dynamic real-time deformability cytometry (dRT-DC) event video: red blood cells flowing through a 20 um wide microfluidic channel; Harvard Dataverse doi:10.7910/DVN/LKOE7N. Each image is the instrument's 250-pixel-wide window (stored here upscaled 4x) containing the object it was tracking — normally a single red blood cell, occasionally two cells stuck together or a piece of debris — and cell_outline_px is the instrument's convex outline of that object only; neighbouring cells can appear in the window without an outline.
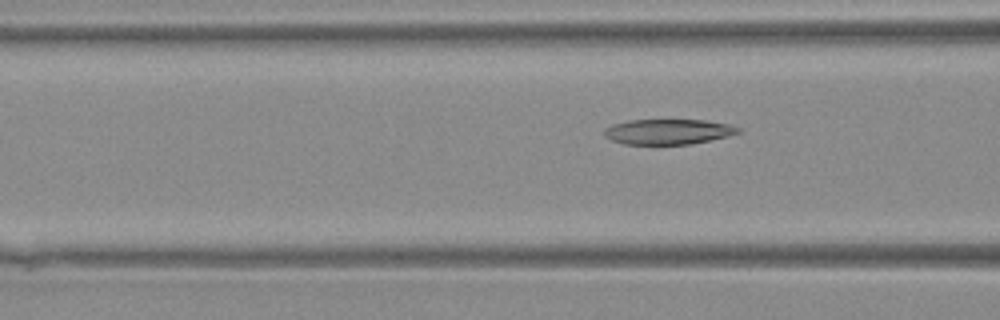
{"species": "Egyptian fruit bat (a non-hibernating species)", "species_latin": "Rousettus aegyptiacus", "temperature_condition": "warm", "stored_images_in_passage": 4, "camera_frame_rate_fps": 3000, "um_per_image_px": 0.085, "animal": {"sex": "female"}, "frame": {"image": 1, "passage_image": 4, "time_ms": 1.0, "image_size_px": [1000, 320], "cell_outline_px": [[740, 132], [728, 136], [712, 140], [692, 144], [624, 144], [612, 140], [604, 136], [604, 128], [612, 124], [628, 120], [708, 120], [728, 124], [740, 128]], "centroid_in_image_um": [56.79, 11.19], "position_along_channel_um": 109.8, "area_um2": 19.83}}